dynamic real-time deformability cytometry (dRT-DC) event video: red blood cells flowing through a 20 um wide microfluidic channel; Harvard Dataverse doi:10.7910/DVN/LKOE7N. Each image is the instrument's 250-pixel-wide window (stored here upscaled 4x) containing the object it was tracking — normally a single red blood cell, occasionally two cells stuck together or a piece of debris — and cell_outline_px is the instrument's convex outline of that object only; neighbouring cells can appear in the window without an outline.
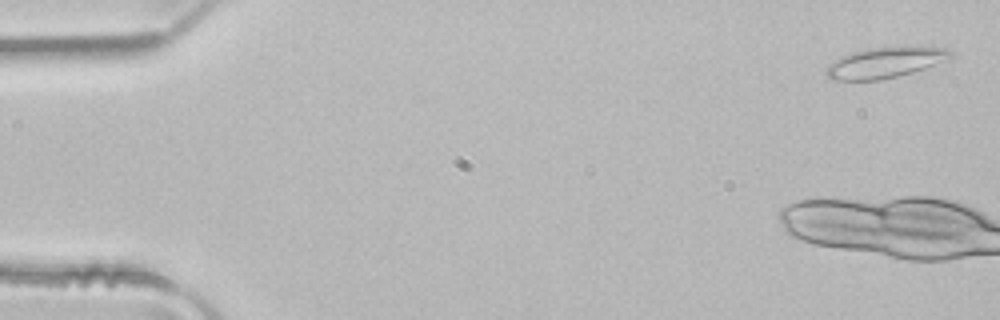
{"species": "common noctule bat (a hibernating species)", "species_latin": "Nyctalus noctula", "temperature_condition": "room temperature", "stored_images_in_passage": 5, "camera_frame_rate_fps": 3000, "um_per_image_px": 0.085, "animal": {"sex": "male", "body_mass_g": 21.5, "forearm_length_mm": 52.0}, "frame": {"image": 1, "passage_image": 1, "time_ms": 0.0, "image_size_px": [1000, 320], "cell_outline_px": [[952, 56], [948, 60], [912, 72], [880, 80], [828, 80], [824, 72], [828, 64], [840, 56], [852, 52], [868, 48], [904, 44], [916, 44], [948, 48], [952, 52]], "centroid_in_image_um": [75.26, 5.27], "position_along_channel_um": 9.7, "area_um2": 23.18}}